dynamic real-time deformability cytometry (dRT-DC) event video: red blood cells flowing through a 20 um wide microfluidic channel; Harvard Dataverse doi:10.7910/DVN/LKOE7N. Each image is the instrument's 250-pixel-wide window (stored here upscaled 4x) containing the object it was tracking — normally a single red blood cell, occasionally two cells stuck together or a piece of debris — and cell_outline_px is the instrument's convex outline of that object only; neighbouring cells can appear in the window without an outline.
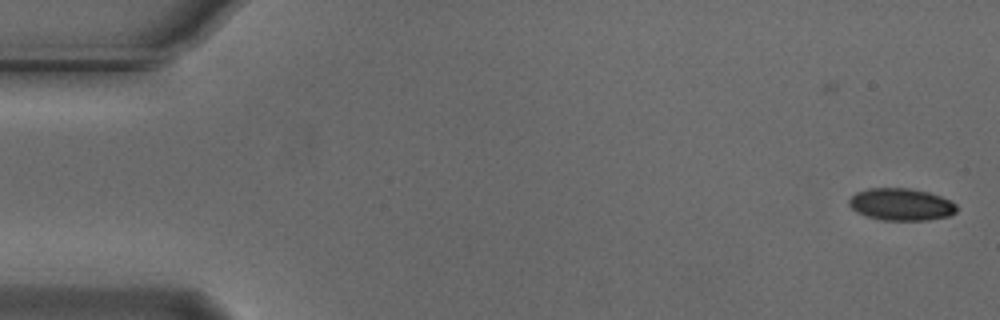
{"species": "Egyptian fruit bat (a non-hibernating species)", "species_latin": "Rousettus aegyptiacus", "temperature_condition": "cold", "stored_images_in_passage": 54, "camera_frame_rate_fps": 3000, "um_per_image_px": 0.085, "animal": {"sex": "male"}, "frame": {"image": 1, "passage_image": 1, "time_ms": 0.0, "image_size_px": [1000, 320], "cell_outline_px": [[956, 212], [948, 216], [928, 220], [880, 220], [856, 212], [848, 204], [848, 200], [856, 192], [868, 188], [908, 188], [928, 192], [952, 200], [956, 204]], "centroid_in_image_um": [76.59, 17.37], "position_along_channel_um": 8.4, "area_um2": 20.23}}
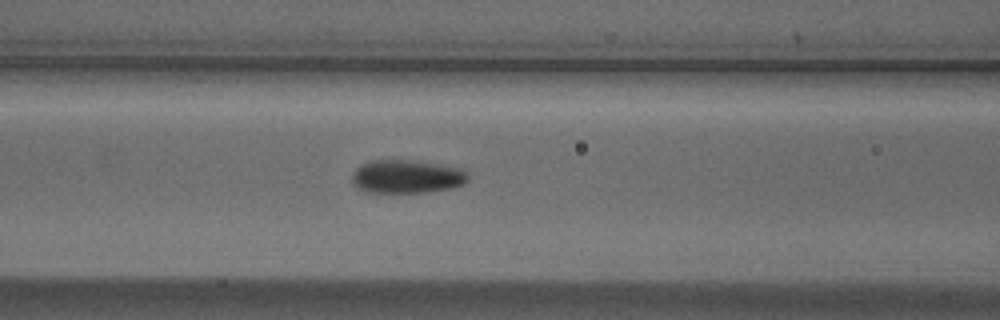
{"frame": {"image": 2, "passage_image": 22, "time_ms": 7.0, "image_size_px": [1000, 320], "cell_outline_px": [[468, 180], [464, 184], [452, 188], [428, 192], [368, 192], [356, 188], [352, 184], [352, 172], [360, 164], [368, 160], [412, 160], [460, 168], [468, 172]], "centroid_in_image_um": [34.54, 15.01], "position_along_channel_um": 132.1, "area_um2": 22.77}}
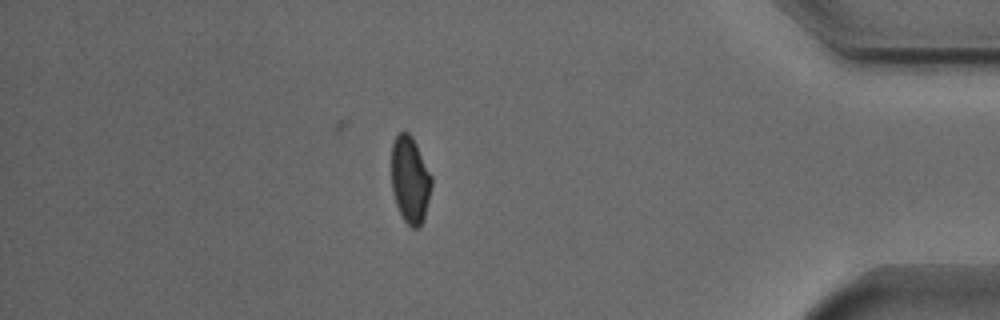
{"frame": {"image": 3, "passage_image": 47, "time_ms": 15.333, "image_size_px": [1000, 320], "cell_outline_px": [[432, 184], [424, 216], [420, 228], [412, 228], [404, 220], [396, 204], [392, 188], [392, 144], [396, 136], [400, 132], [408, 132], [412, 136], [432, 176]], "centroid_in_image_um": [34.86, 15.28], "position_along_channel_um": 400.3, "area_um2": 20.06}, "authors_computed_cell_mechanics": {"area_um2": 21.5305, "velocity_mm_per_s": 3.7274, "shape_relaxation_time_tau1_ms": 4.3828, "shape_relaxation_time_tau2_ms": null, "deformation_change_tau1": 0.1051, "deformation_change_tau2": null}}